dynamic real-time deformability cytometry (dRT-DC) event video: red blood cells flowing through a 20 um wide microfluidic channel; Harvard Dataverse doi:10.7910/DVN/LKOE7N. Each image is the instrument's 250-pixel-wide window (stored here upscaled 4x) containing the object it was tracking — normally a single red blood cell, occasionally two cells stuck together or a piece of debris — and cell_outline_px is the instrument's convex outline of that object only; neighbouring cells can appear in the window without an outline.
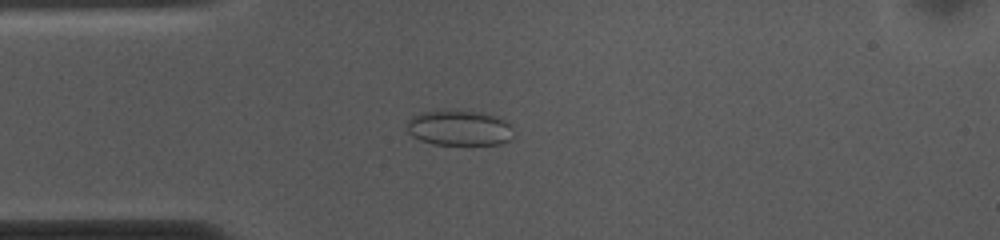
{"species": "common noctule bat (a hibernating species)", "species_latin": "Nyctalus noctula", "temperature_condition": "cold", "stored_images_in_passage": 53, "camera_frame_rate_fps": 3000, "um_per_image_px": 0.085, "animal": {"sex": "female", "body_mass_g": 10.0, "forearm_length_mm": 53.1}, "frame": {"image": 1, "passage_image": 13, "time_ms": 4.0, "image_size_px": [1000, 240], "cell_outline_px": [[512, 140], [500, 144], [432, 144], [420, 140], [412, 136], [408, 132], [408, 120], [412, 116], [420, 112], [444, 108], [464, 108], [496, 116], [512, 124]], "centroid_in_image_um": [39.04, 10.82], "position_along_channel_um": 46.0, "area_um2": 22.77}}
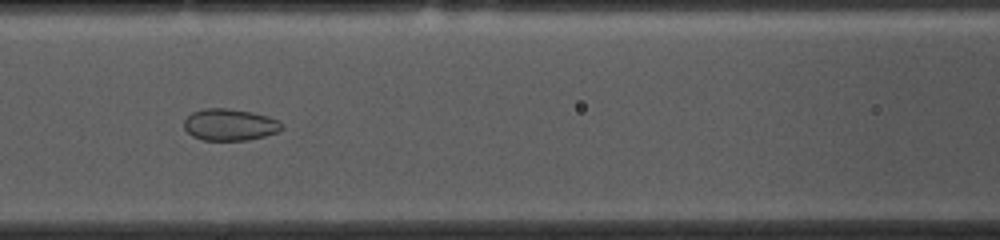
{"frame": {"image": 2, "passage_image": 22, "time_ms": 7.0, "image_size_px": [1000, 240], "cell_outline_px": [[284, 128], [280, 132], [264, 136], [244, 140], [204, 140], [192, 136], [184, 128], [184, 120], [192, 112], [204, 108], [228, 108], [252, 112], [268, 116], [284, 124]], "centroid_in_image_um": [19.55, 10.59], "position_along_channel_um": 147.1, "area_um2": 18.15}}
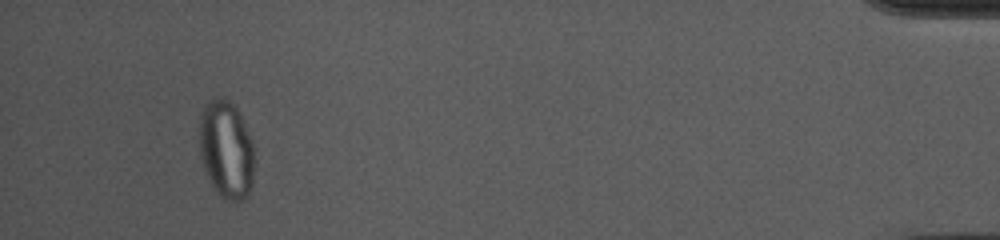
{"frame": {"image": 3, "passage_image": 50, "time_ms": 16.333, "image_size_px": [1000, 240], "cell_outline_px": [[256, 148], [252, 184], [248, 196], [244, 200], [236, 204], [220, 196], [216, 192], [200, 160], [200, 112], [208, 100], [216, 96], [220, 96], [228, 100], [236, 108]], "centroid_in_image_um": [19.25, 12.74], "position_along_channel_um": 415.9, "area_um2": 32.02}}